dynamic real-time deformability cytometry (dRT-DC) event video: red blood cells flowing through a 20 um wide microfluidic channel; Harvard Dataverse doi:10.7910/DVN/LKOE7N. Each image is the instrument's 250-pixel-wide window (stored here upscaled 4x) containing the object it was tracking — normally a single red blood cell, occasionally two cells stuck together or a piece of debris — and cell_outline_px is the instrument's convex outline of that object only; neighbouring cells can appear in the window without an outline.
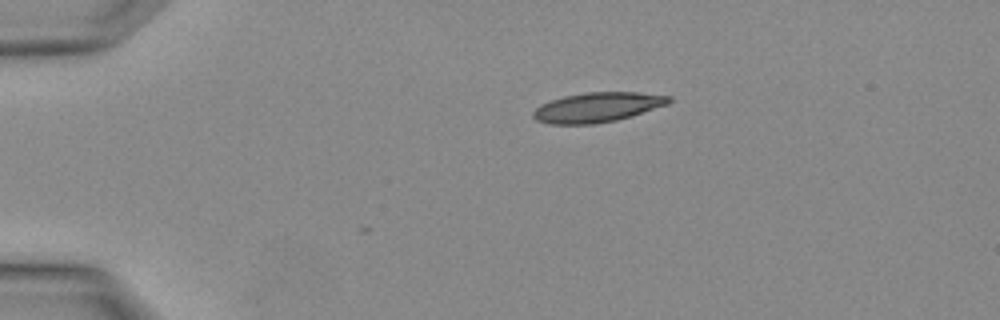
{"species": "Egyptian fruit bat (a non-hibernating species)", "species_latin": "Rousettus aegyptiacus", "temperature_condition": "warm", "stored_images_in_passage": 3, "camera_frame_rate_fps": 3000, "um_per_image_px": 0.085, "animal": {"sex": "female"}, "frame": {"image": 1, "passage_image": 1, "time_ms": 0.0, "image_size_px": [1000, 320], "cell_outline_px": [[672, 100], [668, 104], [632, 116], [616, 120], [596, 124], [548, 124], [536, 120], [532, 116], [532, 112], [540, 104], [564, 96], [588, 92], [640, 92], [672, 96]], "centroid_in_image_um": [50.79, 9.12], "position_along_channel_um": 34.2, "area_um2": 23.64}}